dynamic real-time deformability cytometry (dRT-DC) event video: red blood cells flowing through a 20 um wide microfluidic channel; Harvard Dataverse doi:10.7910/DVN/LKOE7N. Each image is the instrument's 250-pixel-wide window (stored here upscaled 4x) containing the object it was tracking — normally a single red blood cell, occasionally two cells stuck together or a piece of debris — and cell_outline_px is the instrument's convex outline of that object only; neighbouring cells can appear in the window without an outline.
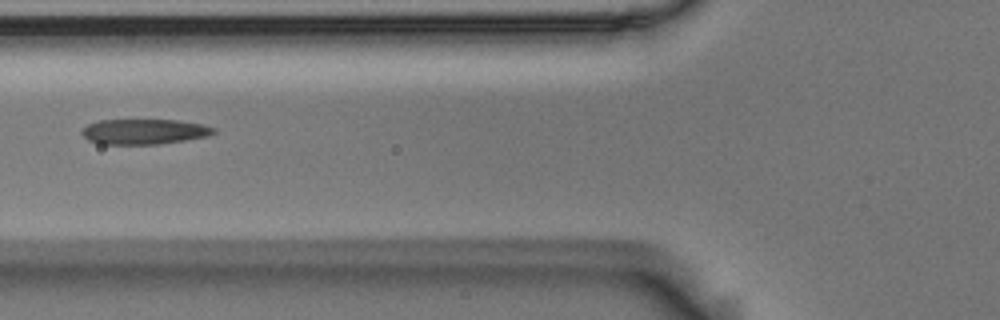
{"species": "Egyptian fruit bat (a non-hibernating species)", "species_latin": "Rousettus aegyptiacus", "temperature_condition": "room temperature", "stored_images_in_passage": 7, "camera_frame_rate_fps": 3000, "um_per_image_px": 0.085, "animal": {"sex": "male"}, "frame": {"image": 1, "passage_image": 6, "time_ms": 1.667, "image_size_px": [1000, 320], "cell_outline_px": [[216, 132], [208, 136], [160, 144], [100, 144], [88, 140], [80, 132], [88, 124], [100, 120], [176, 120], [200, 124], [216, 128]], "centroid_in_image_um": [12.24, 11.19], "position_along_channel_um": 113.6, "area_um2": 19.31}}
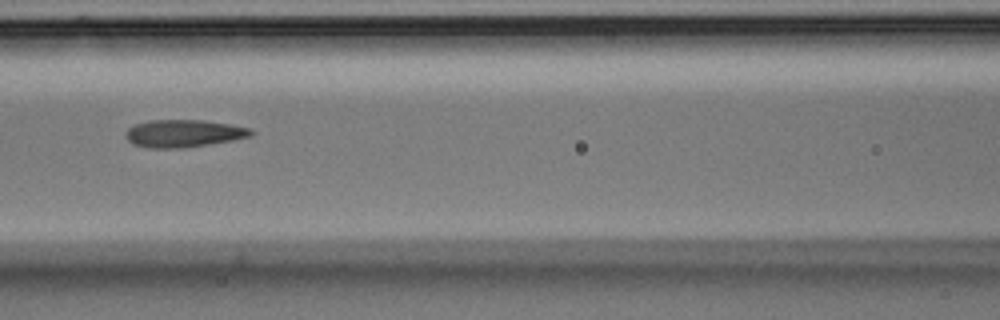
{"frame": {"image": 2, "passage_image": 7, "time_ms": 2.0, "image_size_px": [1000, 320], "cell_outline_px": [[256, 132], [252, 136], [232, 140], [184, 148], [148, 148], [132, 144], [128, 140], [124, 132], [128, 128], [136, 124], [148, 120], [204, 120], [232, 124], [252, 128]], "centroid_in_image_um": [15.63, 11.33], "position_along_channel_um": 151.0, "area_um2": 20.35}}